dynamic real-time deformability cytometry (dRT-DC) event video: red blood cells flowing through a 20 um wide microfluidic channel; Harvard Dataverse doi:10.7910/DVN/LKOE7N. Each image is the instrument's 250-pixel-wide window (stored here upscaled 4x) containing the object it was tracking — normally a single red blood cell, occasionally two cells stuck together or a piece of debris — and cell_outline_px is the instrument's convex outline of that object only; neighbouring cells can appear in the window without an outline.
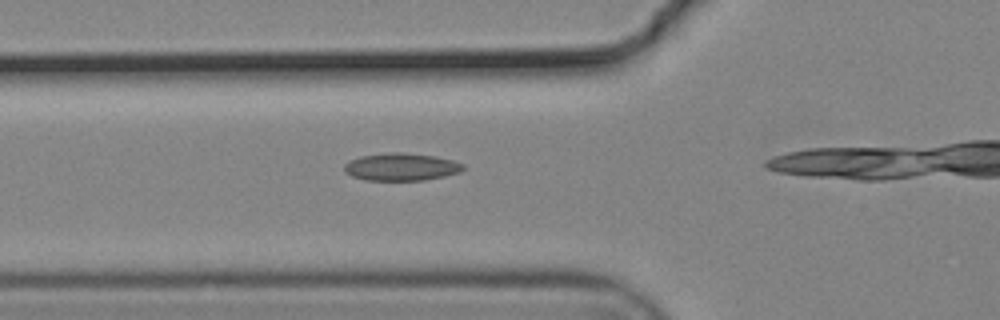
{"species": "common noctule bat (a hibernating species)", "species_latin": "Nyctalus noctula", "temperature_condition": "cold", "stored_images_in_passage": 28, "camera_frame_rate_fps": 3000, "um_per_image_px": 0.085, "animal": {"sex": "male", "body_mass_g": 19.2, "forearm_length_mm": 51.8}, "frame": {"image": 1, "passage_image": 14, "time_ms": 4.333, "image_size_px": [1000, 320], "cell_outline_px": [[464, 168], [460, 172], [444, 176], [424, 180], [364, 180], [352, 176], [344, 172], [344, 164], [348, 160], [360, 156], [392, 152], [400, 152], [436, 156], [452, 160], [464, 164]], "centroid_in_image_um": [34.07, 14.18], "position_along_channel_um": 91.7, "area_um2": 19.13}}
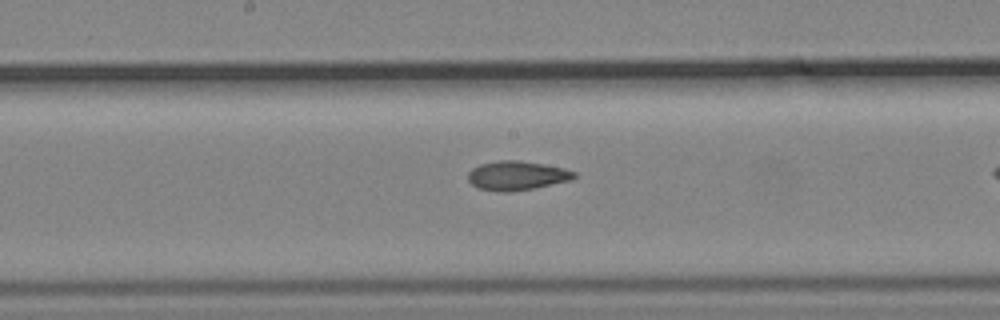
{"frame": {"image": 2, "passage_image": 23, "time_ms": 7.333, "image_size_px": [1000, 320], "cell_outline_px": [[576, 176], [572, 180], [532, 188], [508, 192], [496, 192], [480, 188], [472, 184], [468, 180], [468, 172], [472, 168], [480, 164], [496, 160], [520, 160], [544, 164], [564, 168], [576, 172]], "centroid_in_image_um": [43.92, 14.91], "position_along_channel_um": 204.3, "area_um2": 18.09}}
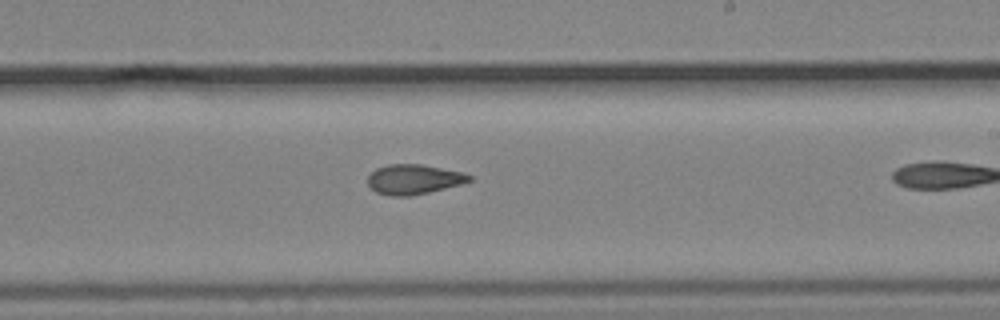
{"frame": {"image": 3, "passage_image": 27, "time_ms": 8.667, "image_size_px": [1000, 320], "cell_outline_px": [[472, 180], [460, 184], [412, 196], [388, 196], [376, 192], [368, 184], [368, 176], [376, 168], [388, 164], [420, 164], [464, 172], [472, 176]], "centroid_in_image_um": [35.16, 15.24], "position_along_channel_um": 253.8, "area_um2": 17.63}}